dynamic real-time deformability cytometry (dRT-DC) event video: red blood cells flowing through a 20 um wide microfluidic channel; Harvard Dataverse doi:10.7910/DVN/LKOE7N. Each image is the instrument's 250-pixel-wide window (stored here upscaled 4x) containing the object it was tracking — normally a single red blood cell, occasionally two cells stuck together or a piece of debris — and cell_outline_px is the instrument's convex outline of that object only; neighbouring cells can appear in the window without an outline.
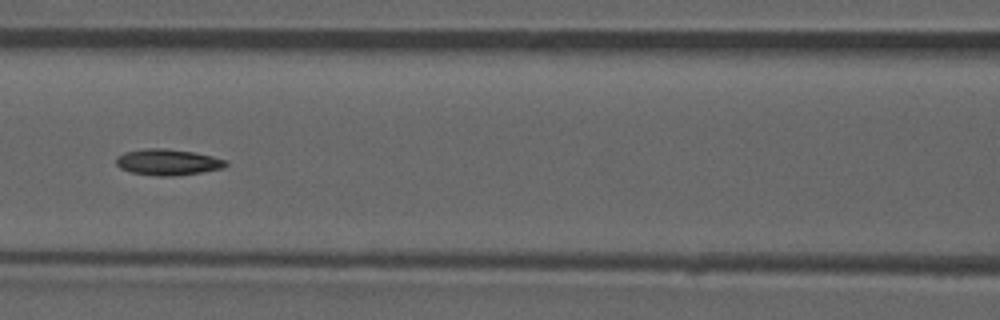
{"species": "common noctule bat (a hibernating species)", "species_latin": "Nyctalus noctula", "temperature_condition": "room temperature", "stored_images_in_passage": 52, "camera_frame_rate_fps": 3000, "um_per_image_px": 0.085, "animal": {"sex": "male", "forearm_length_mm": 52.5}, "frame": {"image": 1, "passage_image": 23, "time_ms": 7.333, "image_size_px": [1000, 320], "cell_outline_px": [[228, 164], [224, 168], [200, 172], [172, 176], [156, 176], [132, 172], [120, 168], [116, 164], [116, 156], [124, 152], [148, 148], [164, 148], [192, 152], [212, 156], [228, 160]], "centroid_in_image_um": [14.26, 13.78], "position_along_channel_um": 152.3, "area_um2": 16.65}, "authors_computed_cell_mechanics": {"area_um2": 16.2996, "velocity_mm_per_s": 3.9438, "shape_relaxation_time_tau1_ms": null, "shape_relaxation_time_tau2_ms": 10.1908, "deformation_change_tau1": null, "deformation_change_tau2": 0.1308}}